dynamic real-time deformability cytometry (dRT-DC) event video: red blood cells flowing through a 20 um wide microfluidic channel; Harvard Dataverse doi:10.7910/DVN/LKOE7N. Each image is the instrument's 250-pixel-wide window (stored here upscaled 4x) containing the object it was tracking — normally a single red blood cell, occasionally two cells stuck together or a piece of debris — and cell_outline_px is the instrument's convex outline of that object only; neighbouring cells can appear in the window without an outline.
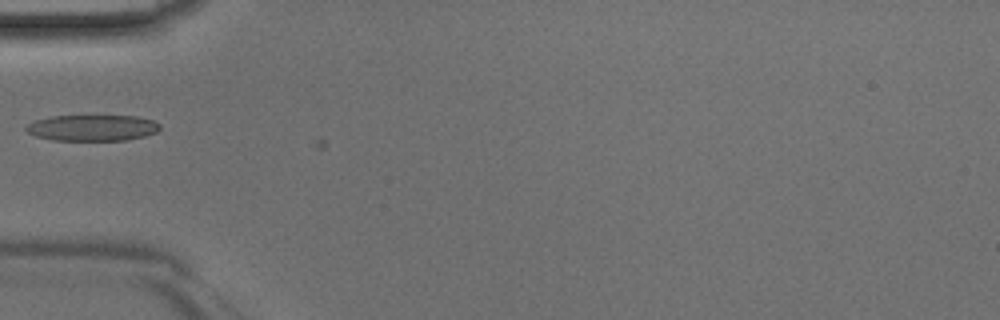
{"species": "Egyptian fruit bat (a non-hibernating species)", "species_latin": "Rousettus aegyptiacus", "temperature_condition": "room temperature", "stored_images_in_passage": 3, "camera_frame_rate_fps": 3000, "um_per_image_px": 0.085, "animal": {"sex": "male"}, "frame": {"image": 1, "passage_image": 2, "time_ms": 0.333, "image_size_px": [1000, 320], "cell_outline_px": [[160, 128], [156, 132], [144, 136], [124, 140], [52, 140], [36, 136], [28, 132], [24, 128], [28, 124], [36, 120], [52, 116], [136, 116], [152, 120], [160, 124]], "centroid_in_image_um": [7.84, 10.86], "position_along_channel_um": 77.2, "area_um2": 20.17}}